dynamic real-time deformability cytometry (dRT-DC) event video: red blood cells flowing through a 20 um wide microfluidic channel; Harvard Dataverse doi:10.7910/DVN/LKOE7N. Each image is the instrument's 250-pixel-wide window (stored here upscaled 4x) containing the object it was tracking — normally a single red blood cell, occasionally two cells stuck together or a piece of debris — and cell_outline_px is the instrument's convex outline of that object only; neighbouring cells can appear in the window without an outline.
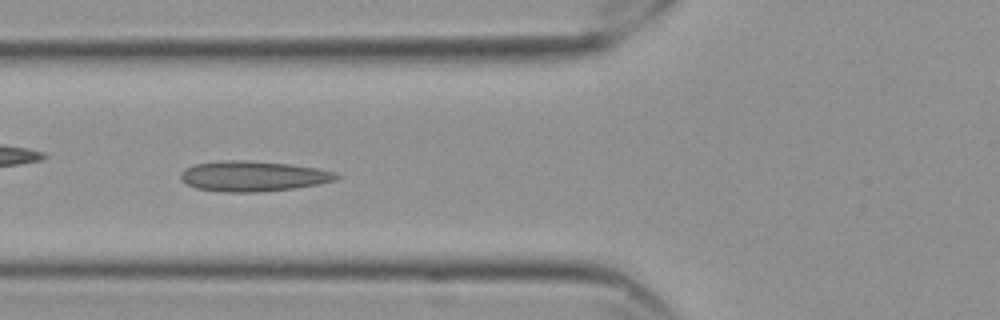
{"species": "Egyptian fruit bat (a non-hibernating species)", "species_latin": "Rousettus aegyptiacus", "temperature_condition": "cold", "stored_images_in_passage": 28, "camera_frame_rate_fps": 3000, "um_per_image_px": 0.085, "frame": {"image": 1, "passage_image": 9, "time_ms": 2.667, "image_size_px": [1000, 320], "cell_outline_px": [[340, 176], [336, 180], [316, 184], [292, 188], [260, 192], [224, 192], [196, 188], [180, 180], [180, 172], [184, 168], [196, 164], [220, 160], [248, 160], [288, 164], [316, 168], [336, 172]], "centroid_in_image_um": [21.47, 14.97], "position_along_channel_um": 104.3, "area_um2": 27.51}, "authors_computed_cell_mechanics": {"area_um2": 20.7791, "velocity_mm_per_s": 3.5284, "shape_relaxation_time_tau1_ms": 11.0506, "shape_relaxation_time_tau2_ms": 1.9586, "deformation_change_tau1": 0.2065, "deformation_change_tau2": 0.0786}}